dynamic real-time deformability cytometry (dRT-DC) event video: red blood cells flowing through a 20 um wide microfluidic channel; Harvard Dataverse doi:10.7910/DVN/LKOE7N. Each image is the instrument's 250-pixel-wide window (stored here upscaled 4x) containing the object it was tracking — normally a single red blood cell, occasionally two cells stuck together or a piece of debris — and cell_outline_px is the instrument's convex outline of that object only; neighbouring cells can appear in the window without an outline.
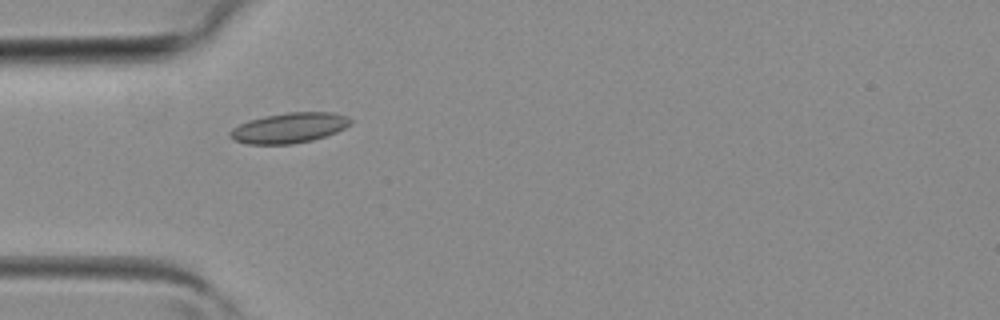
{"species": "common noctule bat (a hibernating species)", "species_latin": "Nyctalus noctula", "temperature_condition": "room temperature", "stored_images_in_passage": 2, "camera_frame_rate_fps": 3000, "um_per_image_px": 0.085, "animal": {"sex": "female", "body_mass_g": 19.3, "forearm_length_mm": 54.1}, "frame": {"image": 1, "passage_image": 2, "time_ms": 0.333, "image_size_px": [1000, 320], "cell_outline_px": [[352, 124], [336, 132], [312, 140], [292, 144], [248, 144], [232, 140], [228, 136], [228, 132], [232, 128], [248, 120], [264, 116], [288, 112], [332, 112], [348, 116], [352, 120]], "centroid_in_image_um": [24.56, 10.87], "position_along_channel_um": 60.4, "area_um2": 21.39}}